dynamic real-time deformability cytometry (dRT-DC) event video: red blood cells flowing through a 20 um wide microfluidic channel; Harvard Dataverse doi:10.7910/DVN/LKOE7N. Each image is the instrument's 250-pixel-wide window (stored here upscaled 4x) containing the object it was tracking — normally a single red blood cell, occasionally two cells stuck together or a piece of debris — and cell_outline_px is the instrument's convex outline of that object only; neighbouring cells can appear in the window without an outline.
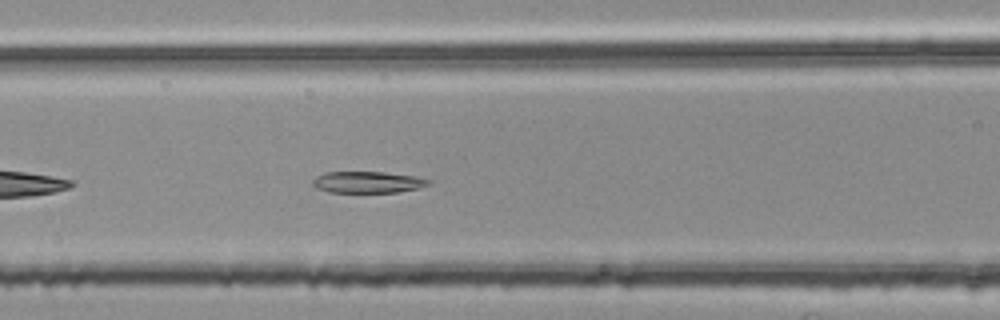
{"species": "common noctule bat (a hibernating species)", "species_latin": "Nyctalus noctula", "temperature_condition": "room temperature", "stored_images_in_passage": 36, "camera_frame_rate_fps": 3000, "um_per_image_px": 0.085, "animal": {"sex": "female", "body_mass_g": 25.1}, "frame": {"image": 1, "passage_image": 8, "time_ms": 2.333, "image_size_px": [1000, 320], "cell_outline_px": [[432, 184], [420, 188], [396, 192], [328, 192], [316, 188], [312, 184], [312, 180], [316, 176], [324, 172], [384, 172], [416, 176], [432, 180]], "centroid_in_image_um": [31.28, 15.48], "position_along_channel_um": 135.3, "area_um2": 14.68}}
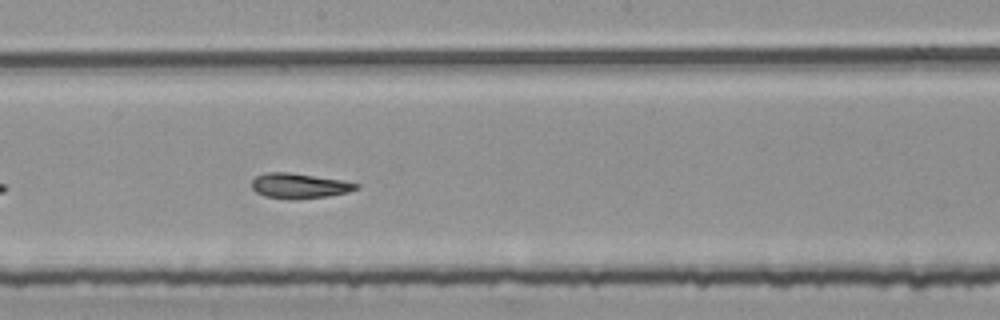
{"frame": {"image": 2, "passage_image": 15, "time_ms": 4.667, "image_size_px": [1000, 320], "cell_outline_px": [[360, 188], [348, 192], [328, 196], [292, 200], [288, 200], [264, 196], [256, 192], [252, 188], [252, 180], [256, 176], [268, 172], [288, 172], [344, 180], [360, 184]], "centroid_in_image_um": [25.46, 15.8], "position_along_channel_um": 222.7, "area_um2": 15.49}}
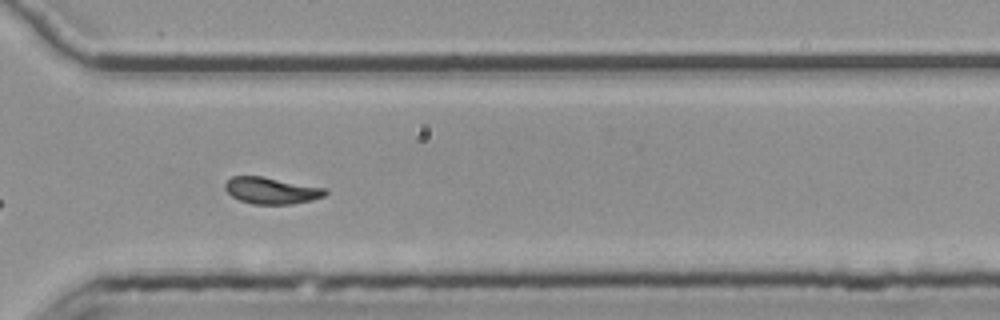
{"frame": {"image": 3, "passage_image": 25, "time_ms": 8.0, "image_size_px": [1000, 320], "cell_outline_px": [[328, 192], [324, 196], [312, 200], [292, 204], [252, 204], [240, 200], [232, 196], [224, 188], [224, 184], [232, 176], [260, 176], [324, 188]], "centroid_in_image_um": [23.04, 16.2], "position_along_channel_um": 347.6, "area_um2": 15.32}, "authors_computed_cell_mechanics": {"area_um2": 15.4904, "velocity_mm_per_s": 3.7557, "shape_relaxation_time_tau1_ms": null, "shape_relaxation_time_tau2_ms": 3.053, "deformation_change_tau1": null, "deformation_change_tau2": 0.1079}}